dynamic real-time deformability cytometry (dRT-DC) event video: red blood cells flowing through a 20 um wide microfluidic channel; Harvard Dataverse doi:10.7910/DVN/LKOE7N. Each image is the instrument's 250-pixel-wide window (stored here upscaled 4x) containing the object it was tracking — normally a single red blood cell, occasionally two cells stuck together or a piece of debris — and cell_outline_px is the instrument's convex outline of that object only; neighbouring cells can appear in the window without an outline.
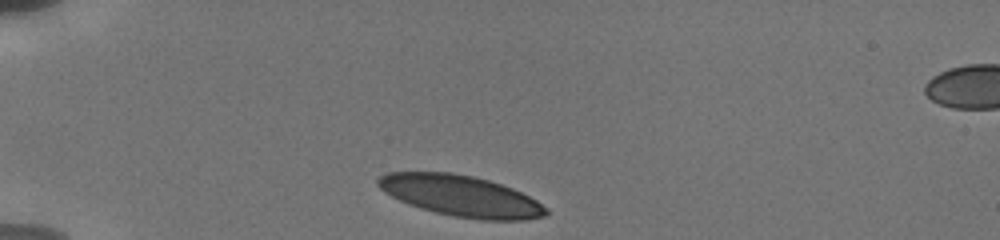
{"species": "human", "species_latin": "Homo sapiens", "temperature_condition": "cold", "stored_images_in_passage": 14, "camera_frame_rate_fps": 3000, "um_per_image_px": 0.085, "donor": {"sex": "male"}, "frame": {"image": 1, "passage_image": 1, "time_ms": 0.0, "image_size_px": [1000, 240], "cell_outline_px": [[548, 212], [544, 216], [524, 220], [480, 220], [456, 216], [436, 212], [408, 204], [384, 192], [376, 184], [376, 180], [380, 176], [388, 172], [448, 172], [472, 176], [488, 180], [512, 188], [536, 200], [548, 208]], "centroid_in_image_um": [39.17, 16.65], "position_along_channel_um": 45.8, "area_um2": 39.88}}
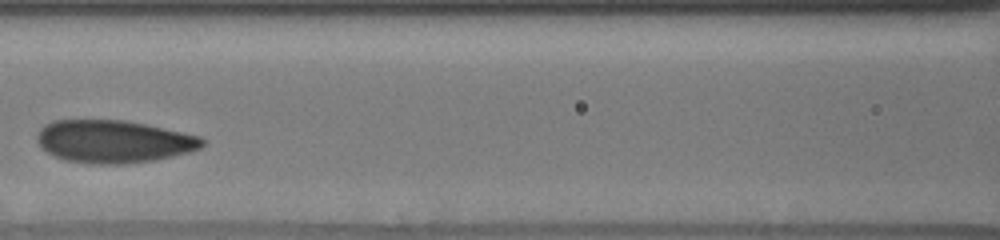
{"frame": {"image": 2, "passage_image": 7, "time_ms": 4.0, "image_size_px": [1000, 240], "cell_outline_px": [[204, 144], [200, 148], [188, 152], [172, 156], [152, 160], [124, 164], [100, 164], [64, 160], [40, 148], [36, 140], [36, 136], [40, 128], [44, 124], [52, 120], [124, 120], [144, 124], [200, 136], [204, 140]], "centroid_in_image_um": [9.6, 12.02], "position_along_channel_um": 157.0, "area_um2": 40.92}}
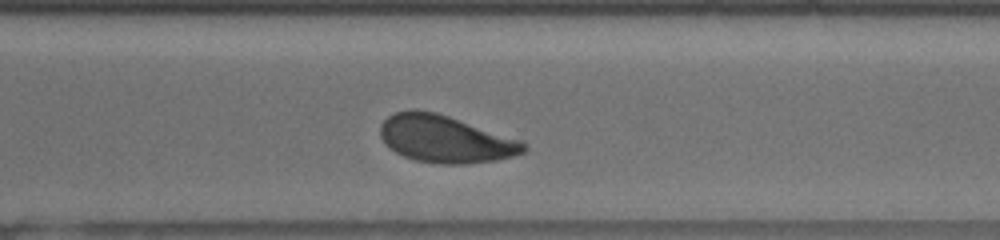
{"frame": {"image": 3, "passage_image": 14, "time_ms": 8.667, "image_size_px": [1000, 240], "cell_outline_px": [[528, 148], [524, 152], [512, 156], [496, 160], [464, 164], [440, 164], [416, 160], [404, 156], [388, 148], [380, 136], [380, 124], [388, 116], [396, 112], [412, 108], [416, 108], [436, 112], [524, 140]], "centroid_in_image_um": [37.86, 11.8], "position_along_channel_um": 332.7, "area_um2": 39.88}}